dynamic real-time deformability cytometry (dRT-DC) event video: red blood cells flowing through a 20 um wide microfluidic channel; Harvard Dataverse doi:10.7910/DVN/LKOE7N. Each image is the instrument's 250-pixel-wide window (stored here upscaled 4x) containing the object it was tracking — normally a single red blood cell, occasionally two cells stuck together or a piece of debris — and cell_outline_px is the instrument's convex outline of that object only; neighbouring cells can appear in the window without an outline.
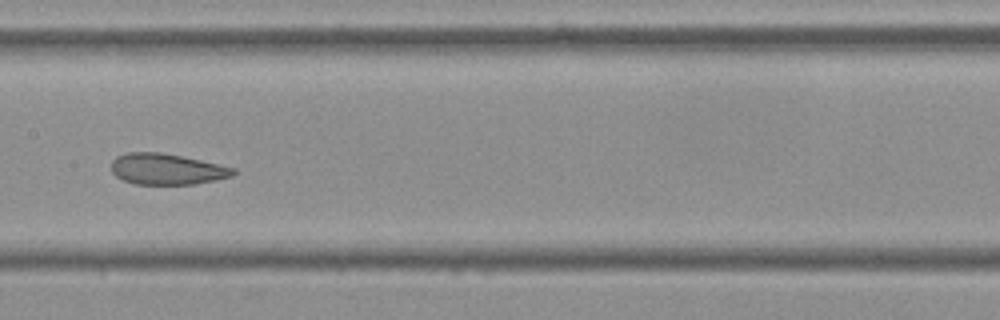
{"species": "Egyptian fruit bat (a non-hibernating species)", "species_latin": "Rousettus aegyptiacus", "temperature_condition": "cold", "stored_images_in_passage": 14, "camera_frame_rate_fps": 3000, "um_per_image_px": 0.085, "frame": {"image": 1, "passage_image": 7, "time_ms": 2.0, "image_size_px": [1000, 320], "cell_outline_px": [[236, 172], [232, 176], [216, 180], [192, 184], [136, 184], [124, 180], [116, 176], [112, 172], [112, 160], [116, 156], [128, 152], [160, 152], [200, 160], [236, 168]], "centroid_in_image_um": [14.17, 14.37], "position_along_channel_um": 193.2, "area_um2": 21.91}}
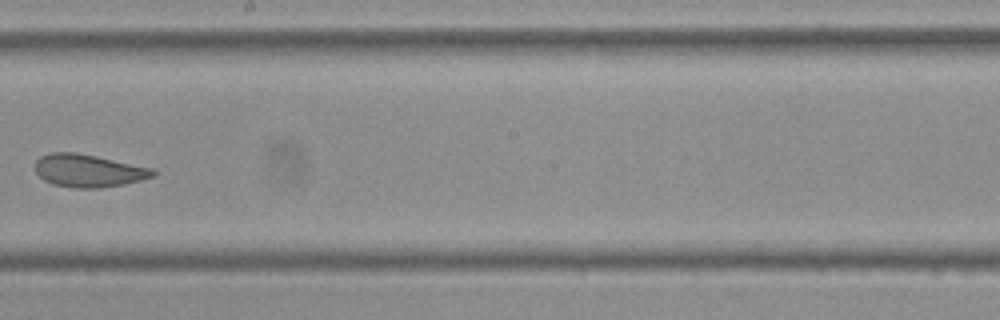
{"frame": {"image": 2, "passage_image": 8, "time_ms": 2.333, "image_size_px": [1000, 320], "cell_outline_px": [[156, 176], [124, 184], [100, 188], [72, 188], [52, 184], [44, 180], [36, 172], [36, 160], [40, 156], [48, 152], [76, 152], [96, 156], [152, 168], [156, 172]], "centroid_in_image_um": [7.5, 14.51], "position_along_channel_um": 240.7, "area_um2": 22.54}}
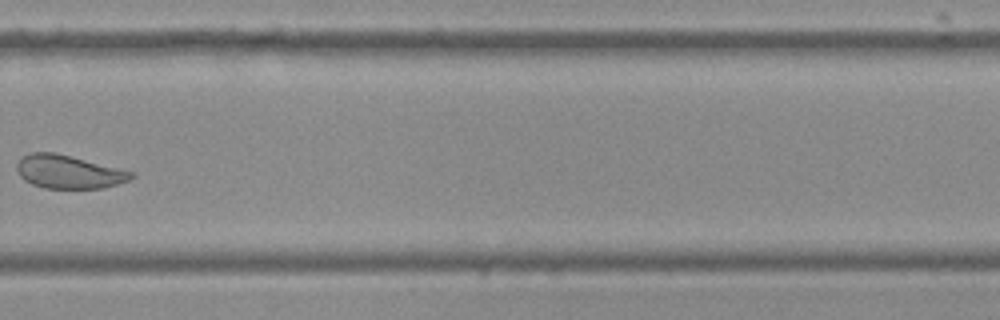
{"frame": {"image": 3, "passage_image": 10, "time_ms": 3.0, "image_size_px": [1000, 320], "cell_outline_px": [[136, 176], [128, 180], [104, 188], [44, 188], [32, 184], [24, 180], [20, 176], [16, 168], [16, 164], [28, 152], [56, 152], [136, 172]], "centroid_in_image_um": [5.85, 14.6], "position_along_channel_um": 323.9, "area_um2": 22.37}}